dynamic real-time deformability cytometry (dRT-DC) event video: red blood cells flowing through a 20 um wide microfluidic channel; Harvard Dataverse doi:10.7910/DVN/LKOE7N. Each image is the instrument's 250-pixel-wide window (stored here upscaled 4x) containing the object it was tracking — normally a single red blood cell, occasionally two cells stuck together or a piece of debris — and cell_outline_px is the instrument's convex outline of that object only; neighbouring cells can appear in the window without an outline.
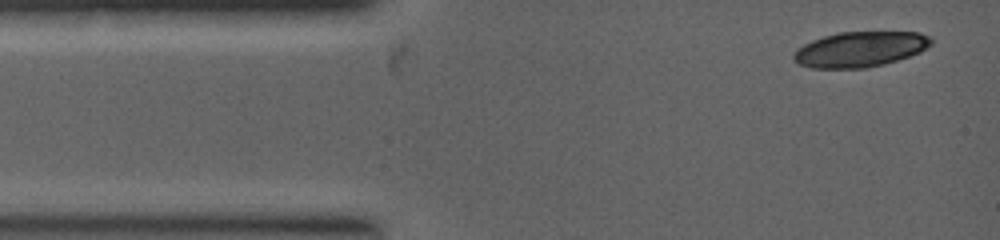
{"species": "common noctule bat (a hibernating species)", "species_latin": "Nyctalus noctula", "temperature_condition": "warm", "stored_images_in_passage": 3, "camera_frame_rate_fps": 5000, "um_per_image_px": 0.085, "animal": {"sex": "female", "body_mass_g": 19.0, "forearm_length_mm": 53.3}, "frame": {"image": 1, "passage_image": 1, "time_ms": 0.0, "image_size_px": [1000, 240], "cell_outline_px": [[932, 44], [920, 52], [884, 64], [868, 68], [812, 68], [800, 64], [792, 56], [796, 48], [812, 40], [824, 36], [840, 32], [920, 32], [928, 36], [932, 40]], "centroid_in_image_um": [73.1, 4.18], "position_along_channel_um": 11.9, "area_um2": 28.21}}